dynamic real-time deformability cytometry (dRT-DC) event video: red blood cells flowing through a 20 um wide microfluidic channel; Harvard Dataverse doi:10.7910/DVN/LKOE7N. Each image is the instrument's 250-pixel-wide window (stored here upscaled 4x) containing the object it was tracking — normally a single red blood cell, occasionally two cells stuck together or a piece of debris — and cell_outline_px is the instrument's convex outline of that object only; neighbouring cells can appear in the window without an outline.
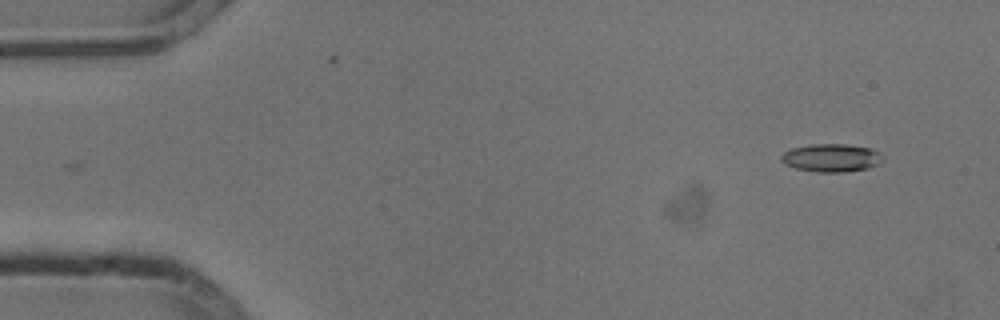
{"species": "common noctule bat (a hibernating species)", "species_latin": "Nyctalus noctula", "temperature_condition": "cold", "stored_images_in_passage": 49, "camera_frame_rate_fps": 3000, "um_per_image_px": 0.085, "animal": {"sex": "male", "body_mass_g": 13.3}, "frame": {"image": 1, "passage_image": 1, "time_ms": 0.0, "image_size_px": [1000, 320], "cell_outline_px": [[884, 156], [876, 164], [868, 168], [844, 172], [816, 172], [796, 168], [784, 164], [780, 160], [780, 156], [784, 152], [792, 148], [812, 144], [844, 144], [868, 148], [880, 152]], "centroid_in_image_um": [70.62, 13.42], "position_along_channel_um": 14.4, "area_um2": 16.47}}
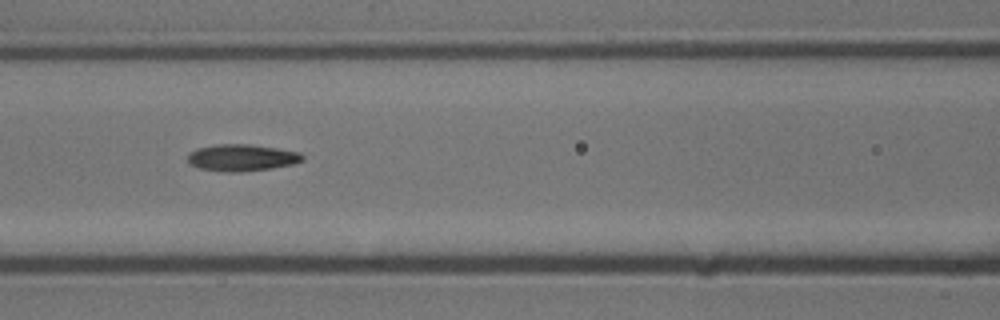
{"frame": {"image": 2, "passage_image": 20, "time_ms": 6.333, "image_size_px": [1000, 320], "cell_outline_px": [[304, 160], [292, 164], [272, 168], [240, 172], [224, 172], [200, 168], [188, 164], [188, 152], [196, 148], [216, 144], [248, 144], [276, 148], [300, 152], [304, 156]], "centroid_in_image_um": [20.52, 13.4], "position_along_channel_um": 146.1, "area_um2": 18.03}}
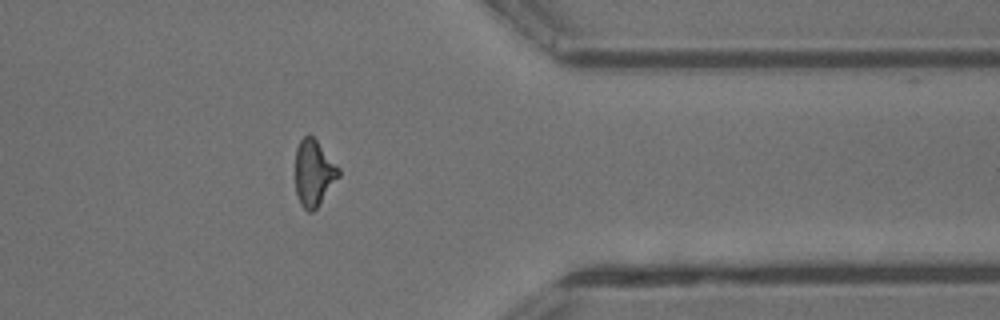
{"frame": {"image": 3, "passage_image": 40, "time_ms": 13.0, "image_size_px": [1000, 320], "cell_outline_px": [[340, 176], [316, 208], [312, 212], [308, 212], [300, 204], [296, 192], [296, 148], [300, 140], [308, 132], [316, 140], [340, 168]], "centroid_in_image_um": [26.67, 14.69], "position_along_channel_um": 384.7, "area_um2": 16.65}}